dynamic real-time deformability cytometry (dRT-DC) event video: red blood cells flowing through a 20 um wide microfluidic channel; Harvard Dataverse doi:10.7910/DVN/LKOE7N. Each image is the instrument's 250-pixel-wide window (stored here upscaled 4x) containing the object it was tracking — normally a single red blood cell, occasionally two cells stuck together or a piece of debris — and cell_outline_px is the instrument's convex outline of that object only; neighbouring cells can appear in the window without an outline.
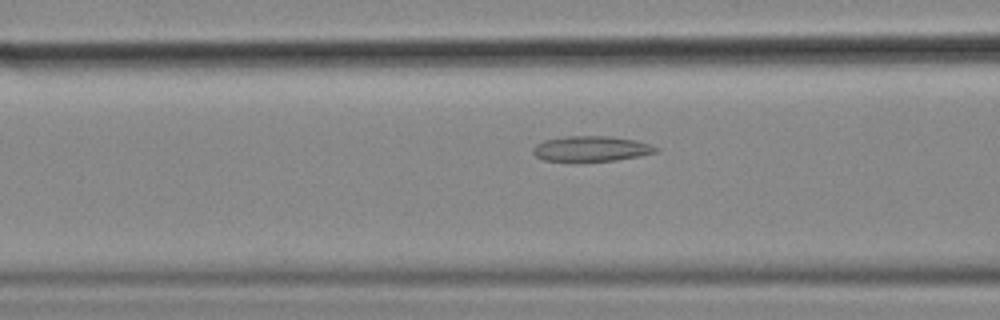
{"species": "common noctule bat (a hibernating species)", "species_latin": "Nyctalus noctula", "temperature_condition": "cold", "stored_images_in_passage": 47, "camera_frame_rate_fps": 3000, "um_per_image_px": 0.085, "animal": {"sex": "female", "body_mass_g": 18.4}, "frame": {"image": 1, "passage_image": 13, "time_ms": 4.0, "image_size_px": [1000, 320], "cell_outline_px": [[660, 148], [656, 152], [640, 156], [616, 160], [580, 164], [544, 160], [536, 156], [532, 152], [532, 148], [536, 144], [544, 140], [564, 136], [612, 136], [636, 140]], "centroid_in_image_um": [50.2, 12.68], "position_along_channel_um": 116.4, "area_um2": 18.96}}
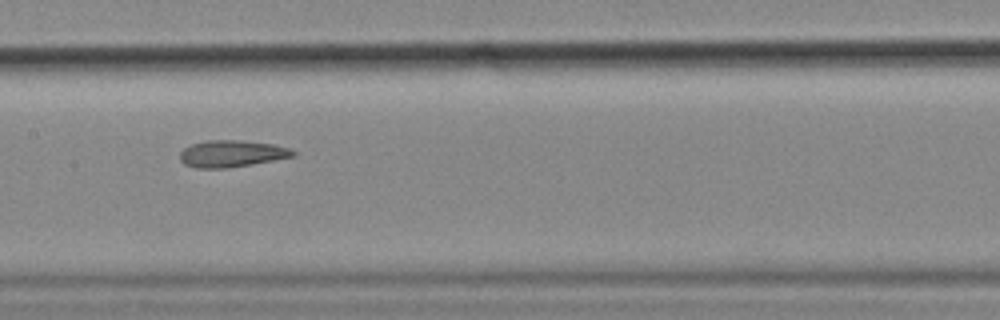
{"frame": {"image": 2, "passage_image": 19, "time_ms": 6.0, "image_size_px": [1000, 320], "cell_outline_px": [[296, 156], [252, 164], [228, 168], [196, 168], [184, 164], [180, 160], [180, 152], [184, 148], [192, 144], [208, 140], [240, 140], [272, 144], [288, 148], [296, 152]], "centroid_in_image_um": [19.68, 13.06], "position_along_channel_um": 187.7, "area_um2": 17.63}}
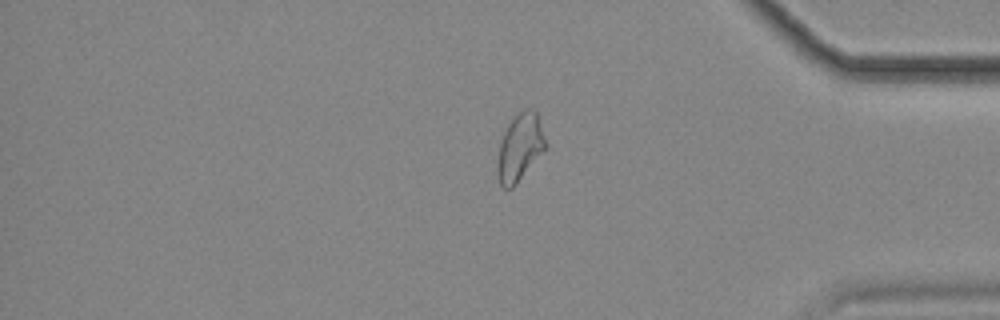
{"frame": {"image": 3, "passage_image": 38, "time_ms": 12.333, "image_size_px": [1000, 320], "cell_outline_px": [[548, 148], [516, 184], [512, 188], [504, 188], [500, 184], [496, 172], [496, 164], [500, 140], [508, 124], [524, 108], [532, 108], [536, 112], [548, 144]], "centroid_in_image_um": [44.2, 12.55], "position_along_channel_um": 391.0, "area_um2": 19.19}, "authors_computed_cell_mechanics": {"area_um2": 18.9006, "velocity_mm_per_s": 3.5721, "shape_relaxation_time_tau1_ms": null, "shape_relaxation_time_tau2_ms": 4.5096, "deformation_change_tau1": null, "deformation_change_tau2": 0.1223}}